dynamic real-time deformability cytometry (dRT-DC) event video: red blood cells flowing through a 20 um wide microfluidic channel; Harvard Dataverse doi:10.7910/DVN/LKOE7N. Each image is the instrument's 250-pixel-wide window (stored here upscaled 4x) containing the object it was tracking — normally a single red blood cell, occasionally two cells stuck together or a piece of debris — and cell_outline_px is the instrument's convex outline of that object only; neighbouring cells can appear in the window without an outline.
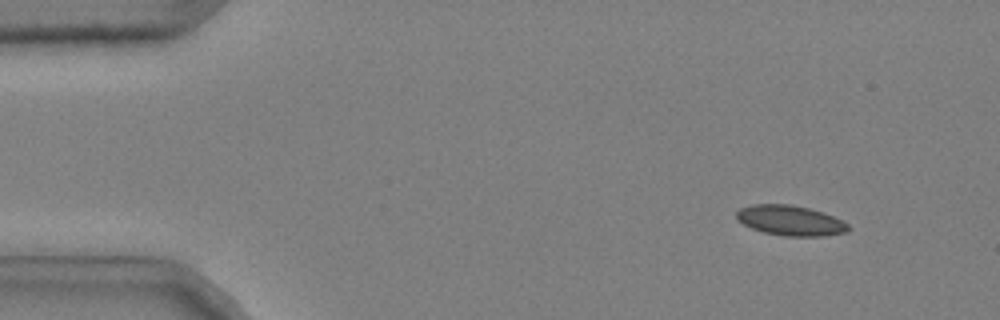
{"species": "common noctule bat (a hibernating species)", "species_latin": "Nyctalus noctula", "temperature_condition": "cold", "stored_images_in_passage": 51, "camera_frame_rate_fps": 3000, "um_per_image_px": 0.085, "animal": {"sex": "male", "body_mass_g": 20.4}, "frame": {"image": 1, "passage_image": 5, "time_ms": 1.333, "image_size_px": [1000, 320], "cell_outline_px": [[852, 228], [848, 232], [824, 236], [784, 236], [764, 232], [752, 228], [744, 224], [736, 216], [736, 212], [740, 208], [752, 204], [792, 204], [824, 212], [848, 224]], "centroid_in_image_um": [67.21, 18.74], "position_along_channel_um": 17.8, "area_um2": 19.65}}
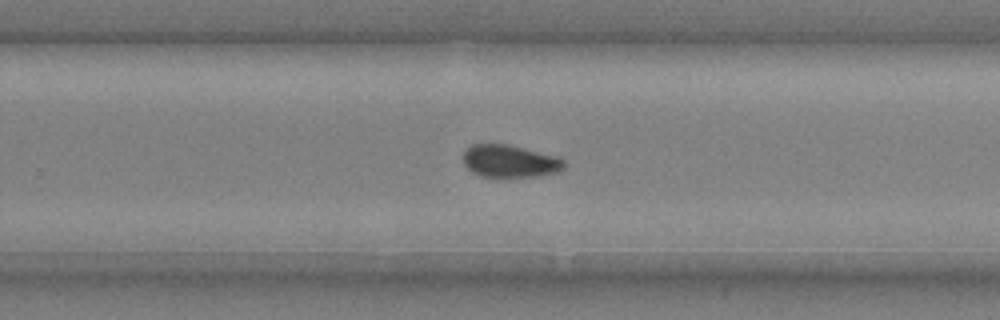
{"frame": {"image": 2, "passage_image": 34, "time_ms": 11.0, "image_size_px": [1000, 320], "cell_outline_px": [[564, 168], [556, 172], [536, 176], [508, 180], [496, 180], [480, 176], [472, 172], [464, 164], [464, 152], [472, 144], [508, 144], [556, 156], [564, 160]], "centroid_in_image_um": [43.31, 13.76], "position_along_channel_um": 286.5, "area_um2": 19.77}}
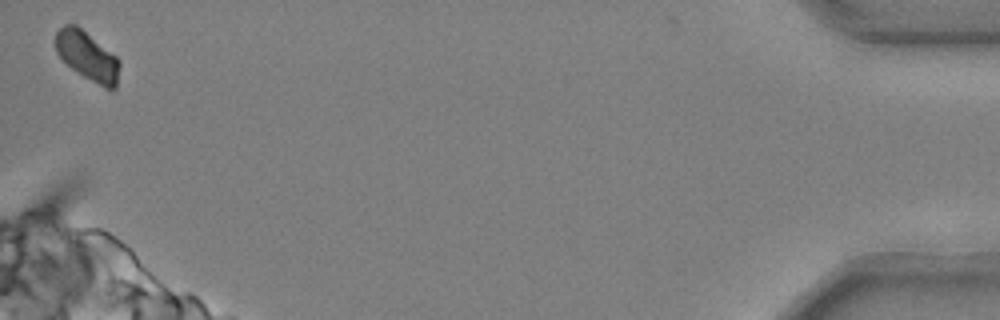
{"frame": {"image": 3, "passage_image": 51, "time_ms": 16.667, "image_size_px": [1000, 320], "cell_outline_px": [[120, 64], [116, 88], [104, 88], [84, 76], [72, 68], [56, 52], [52, 40], [56, 32], [64, 24], [76, 24], [116, 56], [120, 60]], "centroid_in_image_um": [7.39, 4.73], "position_along_channel_um": 427.8, "area_um2": 18.21}, "authors_computed_cell_mechanics": {"area_um2": 19.4786, "velocity_mm_per_s": 3.7062, "shape_relaxation_time_tau1_ms": null, "shape_relaxation_time_tau2_ms": 1.8285, "deformation_change_tau1": null, "deformation_change_tau2": 0.0404}}